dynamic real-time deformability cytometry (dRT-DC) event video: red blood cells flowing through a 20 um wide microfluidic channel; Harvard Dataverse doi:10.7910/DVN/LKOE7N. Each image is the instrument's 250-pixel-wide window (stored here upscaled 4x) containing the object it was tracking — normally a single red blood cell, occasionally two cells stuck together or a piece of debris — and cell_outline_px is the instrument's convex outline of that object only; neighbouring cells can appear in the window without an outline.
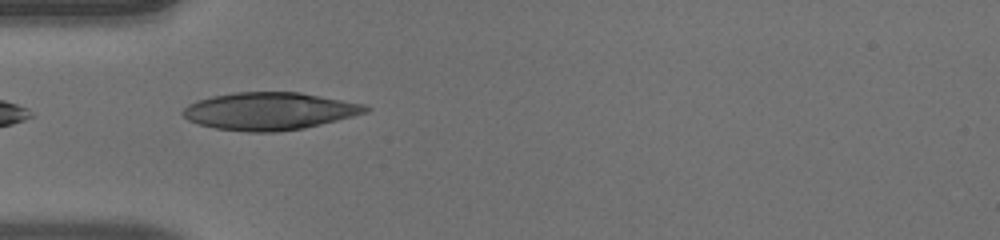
{"species": "human", "species_latin": "Homo sapiens", "temperature_condition": "warm", "stored_images_in_passage": 34, "camera_frame_rate_fps": 3000, "um_per_image_px": 0.085, "donor": {"sex": "male"}, "frame": {"image": 1, "passage_image": 1, "time_ms": 0.0, "image_size_px": [1000, 240], "cell_outline_px": [[372, 108], [368, 112], [304, 128], [276, 132], [248, 132], [216, 128], [200, 124], [188, 120], [180, 112], [188, 104], [196, 100], [212, 96], [236, 92], [300, 92], [364, 104]], "centroid_in_image_um": [22.89, 9.44], "position_along_channel_um": 62.1, "area_um2": 39.82}}
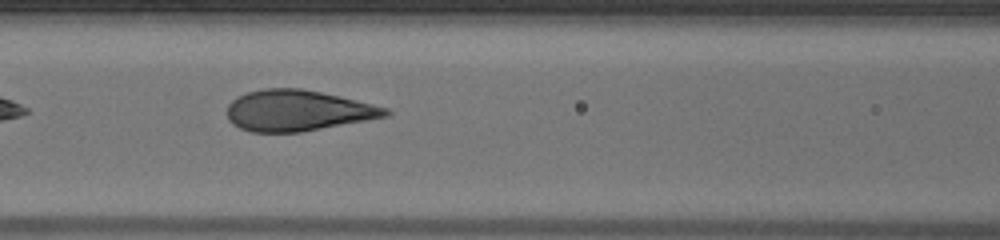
{"frame": {"image": 2, "passage_image": 7, "time_ms": 2.0, "image_size_px": [1000, 240], "cell_outline_px": [[392, 112], [388, 116], [300, 132], [252, 132], [240, 128], [232, 124], [228, 120], [228, 104], [236, 96], [248, 92], [264, 88], [300, 88], [340, 96], [388, 108]], "centroid_in_image_um": [25.28, 9.39], "position_along_channel_um": 141.3, "area_um2": 37.63}}
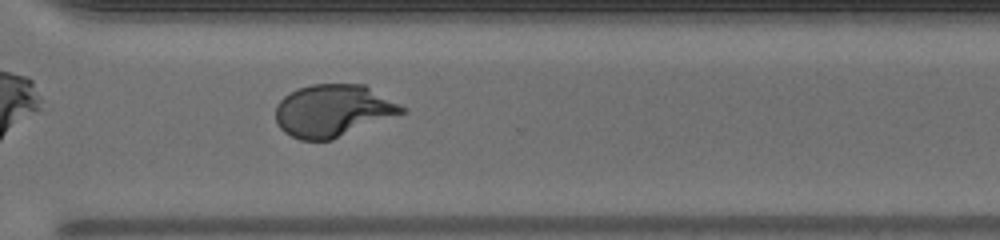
{"frame": {"image": 3, "passage_image": 22, "time_ms": 7.0, "image_size_px": [1000, 240], "cell_outline_px": [[408, 112], [332, 140], [300, 140], [284, 132], [276, 124], [276, 104], [284, 96], [300, 88], [312, 84], [364, 84], [408, 108]], "centroid_in_image_um": [28.35, 9.41], "position_along_channel_um": 342.3, "area_um2": 38.73}, "authors_computed_cell_mechanics": {"area_um2": 38.6971, "velocity_mm_per_s": 4.0298, "shape_relaxation_time_tau1_ms": 5.5266, "shape_relaxation_time_tau2_ms": null, "deformation_change_tau1": 0.268, "deformation_change_tau2": null}}